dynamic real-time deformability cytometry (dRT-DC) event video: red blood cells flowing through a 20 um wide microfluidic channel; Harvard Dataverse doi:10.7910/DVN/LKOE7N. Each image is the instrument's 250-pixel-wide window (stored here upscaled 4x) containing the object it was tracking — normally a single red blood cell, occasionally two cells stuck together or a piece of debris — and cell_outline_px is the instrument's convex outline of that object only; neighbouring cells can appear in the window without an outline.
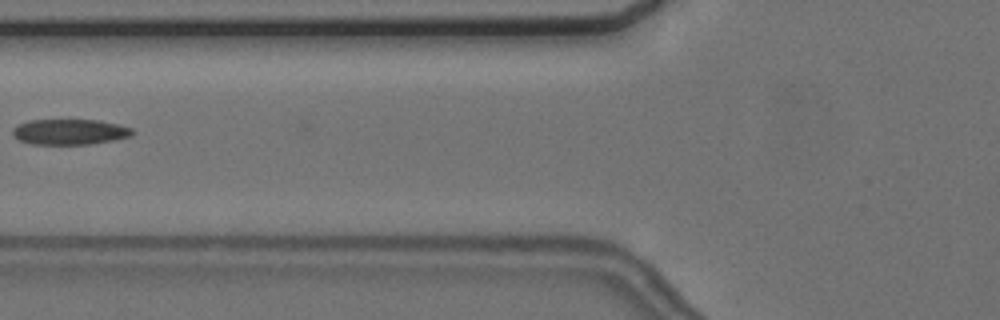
{"species": "common noctule bat (a hibernating species)", "species_latin": "Nyctalus noctula", "temperature_condition": "cold", "stored_images_in_passage": 7, "camera_frame_rate_fps": 3000, "um_per_image_px": 0.085, "animal": {"sex": "female", "body_mass_g": 24.6, "forearm_length_mm": 56.2}, "frame": {"image": 1, "passage_image": 7, "time_ms": 7.333, "image_size_px": [1000, 320], "cell_outline_px": [[136, 132], [132, 136], [112, 140], [88, 144], [32, 144], [20, 140], [12, 136], [12, 128], [16, 124], [28, 120], [100, 120], [120, 124], [132, 128]], "centroid_in_image_um": [5.92, 11.2], "position_along_channel_um": 119.9, "area_um2": 18.03}}